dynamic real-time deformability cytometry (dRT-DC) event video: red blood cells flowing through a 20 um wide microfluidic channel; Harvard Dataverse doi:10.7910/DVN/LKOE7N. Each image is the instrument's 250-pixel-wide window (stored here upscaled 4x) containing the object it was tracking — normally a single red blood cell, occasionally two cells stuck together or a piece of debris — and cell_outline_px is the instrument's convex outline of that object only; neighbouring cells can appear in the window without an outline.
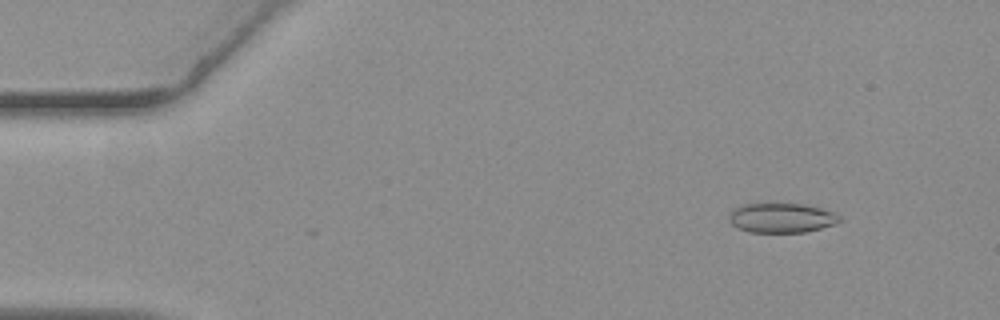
{"species": "common noctule bat (a hibernating species)", "species_latin": "Nyctalus noctula", "temperature_condition": "warm", "stored_images_in_passage": 56, "camera_frame_rate_fps": 3000, "um_per_image_px": 0.085, "animal": {"sex": "female", "body_mass_g": 19.3, "forearm_length_mm": 54.1}, "frame": {"image": 1, "passage_image": 6, "time_ms": 1.667, "image_size_px": [1000, 320], "cell_outline_px": [[840, 220], [836, 224], [804, 232], [748, 232], [732, 224], [728, 220], [728, 216], [736, 208], [744, 204], [804, 204], [820, 208], [832, 212], [840, 216]], "centroid_in_image_um": [66.43, 18.52], "position_along_channel_um": 18.6, "area_um2": 18.79}}
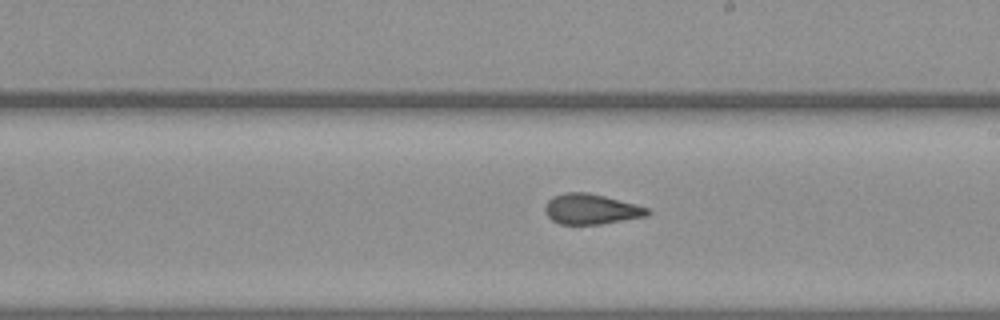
{"frame": {"image": 2, "passage_image": 32, "time_ms": 10.333, "image_size_px": [1000, 320], "cell_outline_px": [[652, 212], [648, 216], [600, 224], [560, 224], [552, 220], [544, 212], [544, 204], [552, 196], [564, 192], [588, 192], [636, 204], [648, 208]], "centroid_in_image_um": [50.23, 17.77], "position_along_channel_um": 238.8, "area_um2": 18.26}}
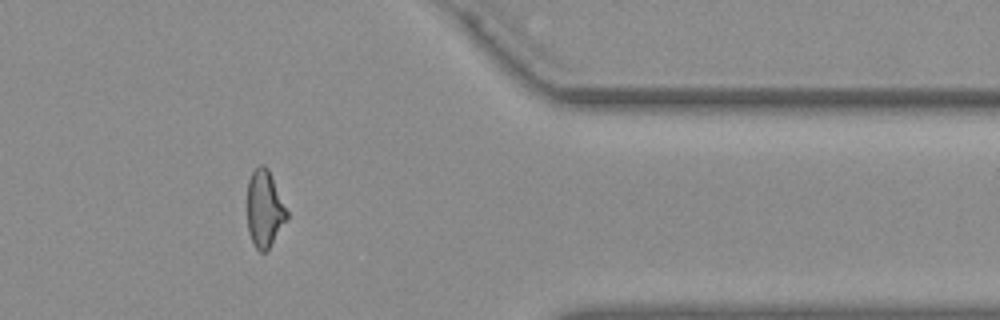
{"frame": {"image": 3, "passage_image": 46, "time_ms": 15.0, "image_size_px": [1000, 320], "cell_outline_px": [[288, 220], [268, 248], [264, 252], [260, 252], [252, 244], [248, 232], [248, 180], [252, 172], [260, 164], [264, 164], [268, 168], [288, 212]], "centroid_in_image_um": [22.49, 17.76], "position_along_channel_um": 388.9, "area_um2": 17.74}, "authors_computed_cell_mechanics": {"area_um2": 18.6116, "velocity_mm_per_s": 3.6578, "shape_relaxation_time_tau1_ms": null, "shape_relaxation_time_tau2_ms": 1.0307, "deformation_change_tau1": null, "deformation_change_tau2": 0.0876}}